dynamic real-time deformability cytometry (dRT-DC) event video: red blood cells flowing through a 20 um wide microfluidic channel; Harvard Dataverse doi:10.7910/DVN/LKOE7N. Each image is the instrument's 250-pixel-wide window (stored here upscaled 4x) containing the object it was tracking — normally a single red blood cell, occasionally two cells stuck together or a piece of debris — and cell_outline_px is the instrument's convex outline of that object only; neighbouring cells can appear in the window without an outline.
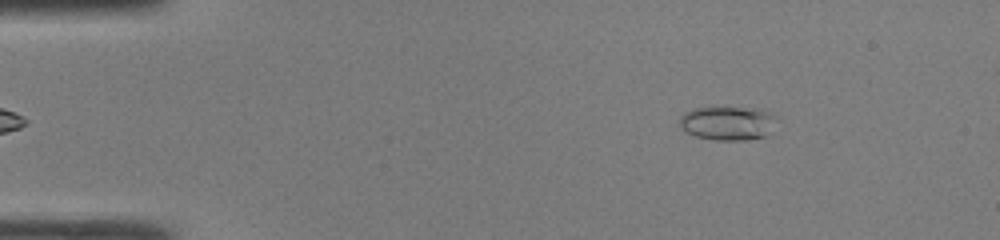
{"species": "common noctule bat (a hibernating species)", "species_latin": "Nyctalus noctula", "temperature_condition": "room temperature", "stored_images_in_passage": 43, "camera_frame_rate_fps": 3000, "um_per_image_px": 0.085, "animal": {"sex": "male", "body_mass_g": 19.0, "forearm_length_mm": 50.8}, "frame": {"image": 1, "passage_image": 3, "time_ms": 0.667, "image_size_px": [1000, 240], "cell_outline_px": [[772, 116], [764, 136], [744, 140], [712, 140], [696, 136], [684, 132], [680, 128], [680, 116], [684, 112], [692, 108], [756, 108], [772, 112]], "centroid_in_image_um": [61.69, 10.46], "position_along_channel_um": 23.3, "area_um2": 18.61}}
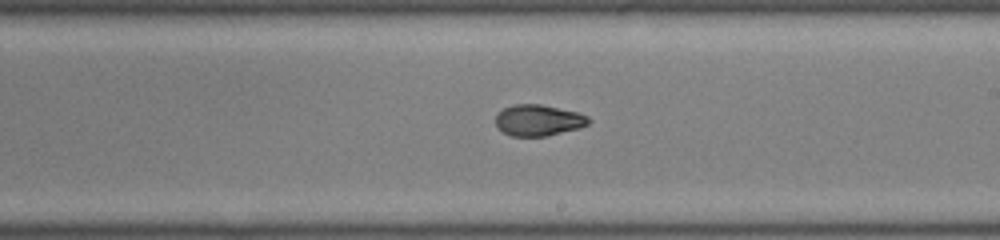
{"frame": {"image": 2, "passage_image": 24, "time_ms": 7.667, "image_size_px": [1000, 240], "cell_outline_px": [[592, 120], [588, 124], [580, 128], [544, 136], [512, 136], [504, 132], [496, 124], [496, 116], [504, 108], [512, 104], [540, 104], [576, 112], [588, 116]], "centroid_in_image_um": [45.78, 10.22], "position_along_channel_um": 243.2, "area_um2": 16.7}}
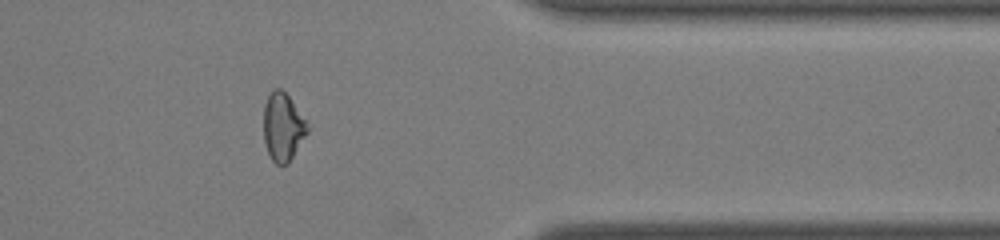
{"frame": {"image": 3, "passage_image": 35, "time_ms": 11.333, "image_size_px": [1000, 240], "cell_outline_px": [[308, 132], [288, 164], [276, 164], [272, 160], [268, 152], [264, 140], [264, 104], [268, 96], [276, 88], [280, 88], [288, 96], [308, 120]], "centroid_in_image_um": [24.06, 10.79], "position_along_channel_um": 387.3, "area_um2": 17.34}, "authors_computed_cell_mechanics": {"area_um2": 17.5134, "velocity_mm_per_s": 4.3178, "shape_relaxation_time_tau1_ms": null, "shape_relaxation_time_tau2_ms": 1.7897, "deformation_change_tau1": null, "deformation_change_tau2": 0.0644}}